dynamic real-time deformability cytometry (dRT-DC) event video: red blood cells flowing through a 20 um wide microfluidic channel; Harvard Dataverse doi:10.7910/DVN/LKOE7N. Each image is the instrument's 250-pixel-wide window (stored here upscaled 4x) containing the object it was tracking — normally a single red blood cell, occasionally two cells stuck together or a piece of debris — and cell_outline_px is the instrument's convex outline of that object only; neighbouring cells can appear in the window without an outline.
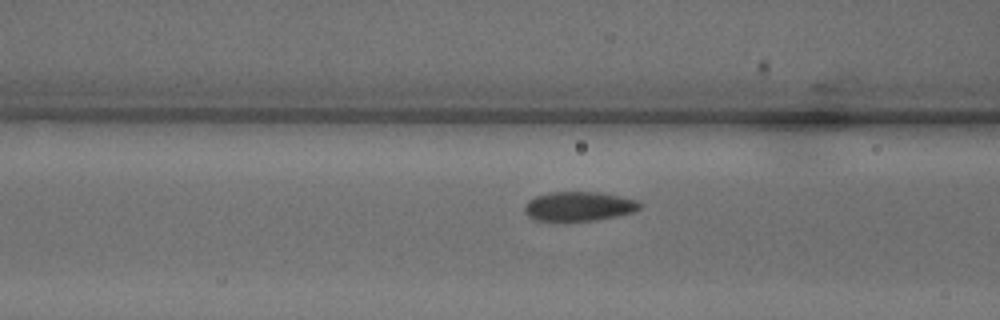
{"species": "common noctule bat (a hibernating species)", "species_latin": "Nyctalus noctula", "temperature_condition": "warm", "stored_images_in_passage": 7, "camera_frame_rate_fps": 3000, "um_per_image_px": 0.085, "animal": {"sex": "male", "body_mass_g": 18.8}, "frame": {"image": 1, "passage_image": 6, "time_ms": 1.667, "image_size_px": [1000, 320], "cell_outline_px": [[640, 208], [632, 212], [616, 216], [596, 220], [532, 220], [524, 212], [524, 204], [528, 200], [536, 196], [548, 192], [600, 192], [620, 196], [636, 200], [640, 204]], "centroid_in_image_um": [49.15, 17.52], "position_along_channel_um": 117.4, "area_um2": 19.59}}